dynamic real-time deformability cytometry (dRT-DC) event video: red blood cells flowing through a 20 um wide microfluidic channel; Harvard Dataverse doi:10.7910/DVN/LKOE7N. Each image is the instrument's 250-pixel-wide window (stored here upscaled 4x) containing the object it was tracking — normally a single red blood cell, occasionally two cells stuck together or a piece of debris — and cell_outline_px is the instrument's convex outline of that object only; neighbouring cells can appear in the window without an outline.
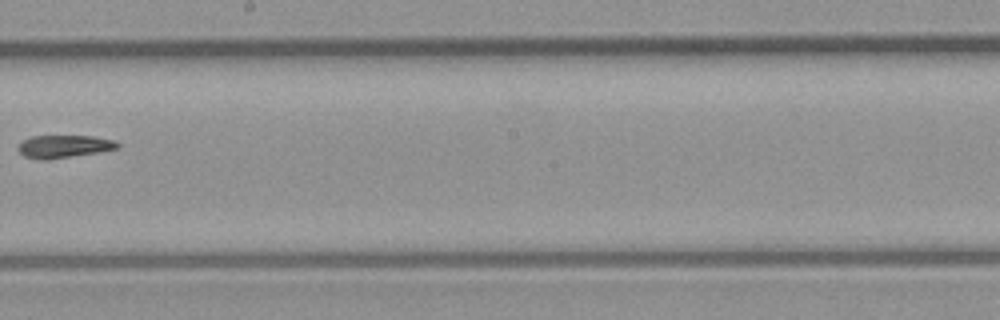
{"species": "common noctule bat (a hibernating species)", "species_latin": "Nyctalus noctula", "temperature_condition": "room temperature", "stored_images_in_passage": 9, "camera_frame_rate_fps": 3000, "um_per_image_px": 0.085, "animal": {"sex": "male", "body_mass_g": 23.1, "forearm_length_mm": 52.7}, "frame": {"image": 1, "passage_image": 9, "time_ms": 2.667, "image_size_px": [1000, 320], "cell_outline_px": [[120, 148], [100, 152], [48, 160], [40, 160], [24, 156], [16, 148], [24, 140], [32, 136], [92, 136], [116, 140], [120, 144]], "centroid_in_image_um": [5.48, 12.45], "position_along_channel_um": 242.7, "area_um2": 13.29}}